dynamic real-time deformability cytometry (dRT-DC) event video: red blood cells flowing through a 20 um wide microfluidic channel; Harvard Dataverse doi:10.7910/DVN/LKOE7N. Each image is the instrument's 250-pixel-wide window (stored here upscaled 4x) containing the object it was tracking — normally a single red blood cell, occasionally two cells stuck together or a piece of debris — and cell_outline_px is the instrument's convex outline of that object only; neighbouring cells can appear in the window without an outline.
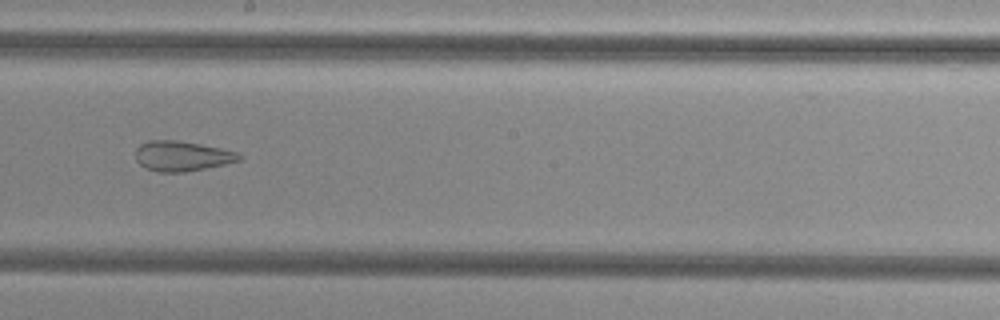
{"species": "common noctule bat (a hibernating species)", "species_latin": "Nyctalus noctula", "temperature_condition": "cold", "stored_images_in_passage": 37, "camera_frame_rate_fps": 3000, "um_per_image_px": 0.085, "animal": {"sex": "female", "body_mass_g": 29.2, "forearm_length_mm": 56.3}, "frame": {"image": 1, "passage_image": 16, "time_ms": 5.0, "image_size_px": [1000, 320], "cell_outline_px": [[244, 156], [240, 160], [224, 164], [184, 172], [160, 172], [144, 168], [136, 160], [136, 148], [140, 144], [148, 140], [176, 140], [200, 144], [240, 152]], "centroid_in_image_um": [15.47, 13.26], "position_along_channel_um": 232.7, "area_um2": 18.21}}
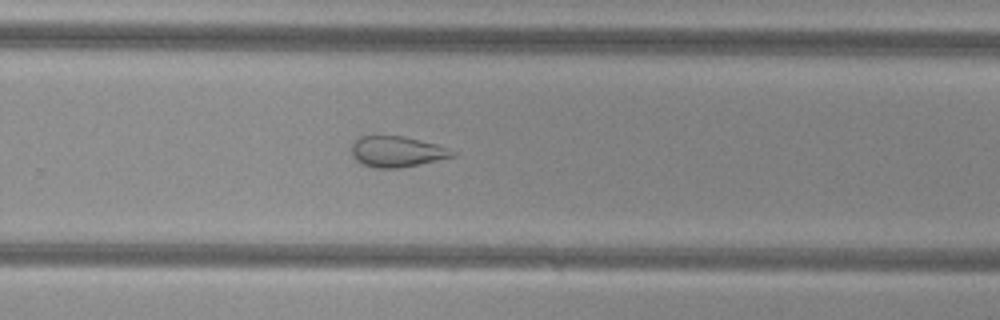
{"frame": {"image": 2, "passage_image": 21, "time_ms": 6.667, "image_size_px": [1000, 320], "cell_outline_px": [[460, 152], [456, 156], [400, 168], [376, 168], [364, 164], [356, 160], [352, 156], [352, 144], [360, 136], [404, 136], [436, 144]], "centroid_in_image_um": [33.78, 12.89], "position_along_channel_um": 296.0, "area_um2": 18.09}, "authors_computed_cell_mechanics": {"area_um2": 21.2704, "velocity_mm_per_s": 3.8155, "shape_relaxation_time_tau1_ms": null, "shape_relaxation_time_tau2_ms": 1.5977, "deformation_change_tau1": null, "deformation_change_tau2": 0.1043}}